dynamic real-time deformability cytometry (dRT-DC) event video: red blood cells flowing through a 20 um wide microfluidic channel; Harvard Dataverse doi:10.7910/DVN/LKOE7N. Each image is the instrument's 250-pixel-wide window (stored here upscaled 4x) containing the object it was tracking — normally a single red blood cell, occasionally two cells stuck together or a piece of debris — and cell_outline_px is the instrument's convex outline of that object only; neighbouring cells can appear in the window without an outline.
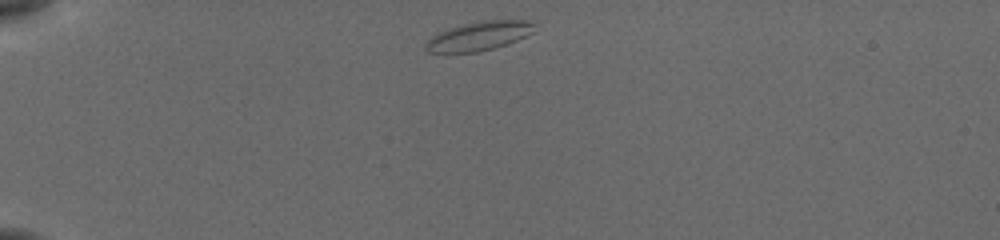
{"species": "common noctule bat (a hibernating species)", "species_latin": "Nyctalus noctula", "temperature_condition": "cold", "stored_images_in_passage": 41, "camera_frame_rate_fps": 3000, "um_per_image_px": 0.085, "animal": {"sex": "female", "body_mass_g": 19.5, "forearm_length_mm": 54.1}, "frame": {"image": 1, "passage_image": 1, "time_ms": 0.0, "image_size_px": [1000, 240], "cell_outline_px": [[536, 24], [532, 32], [516, 40], [492, 48], [476, 52], [428, 52], [424, 48], [424, 44], [432, 36], [440, 32], [464, 24], [484, 20], [528, 20]], "centroid_in_image_um": [40.7, 3.05], "position_along_channel_um": 44.3, "area_um2": 17.92}}
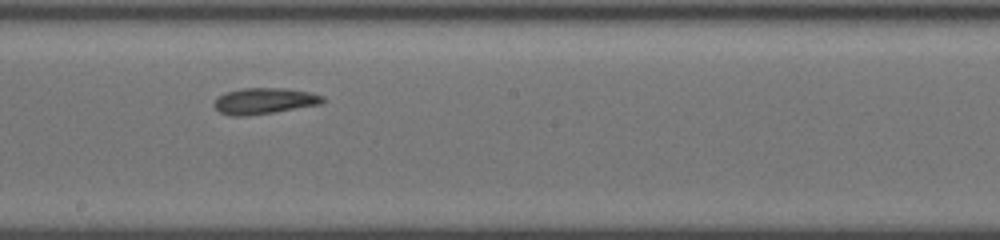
{"frame": {"image": 2, "passage_image": 19, "time_ms": 6.0, "image_size_px": [1000, 240], "cell_outline_px": [[324, 100], [320, 104], [276, 112], [248, 116], [232, 116], [220, 112], [212, 104], [216, 96], [224, 92], [244, 88], [288, 88], [312, 92], [324, 96]], "centroid_in_image_um": [22.44, 8.57], "position_along_channel_um": 225.8, "area_um2": 16.82}}
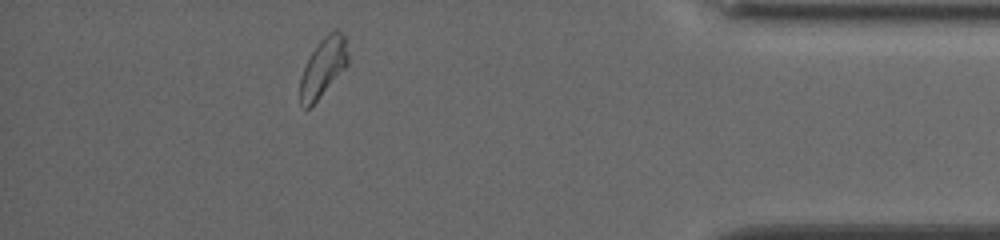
{"frame": {"image": 3, "passage_image": 36, "time_ms": 11.667, "image_size_px": [1000, 240], "cell_outline_px": [[348, 64], [316, 100], [308, 108], [304, 108], [300, 104], [300, 80], [304, 68], [312, 52], [320, 40], [328, 32], [336, 28], [344, 36], [348, 56]], "centroid_in_image_um": [27.46, 5.69], "position_along_channel_um": 407.7, "area_um2": 15.9}, "authors_computed_cell_mechanics": {"area_um2": 16.3574, "velocity_mm_per_s": 3.8062, "shape_relaxation_time_tau1_ms": null, "shape_relaxation_time_tau2_ms": 3.4242, "deformation_change_tau1": null, "deformation_change_tau2": 0.0904}}